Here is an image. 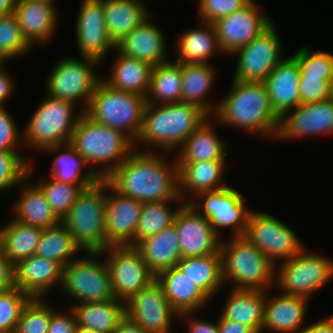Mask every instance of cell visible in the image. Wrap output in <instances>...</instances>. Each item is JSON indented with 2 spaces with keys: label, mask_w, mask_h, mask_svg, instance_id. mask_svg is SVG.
<instances>
[{
  "label": "cell",
  "mask_w": 333,
  "mask_h": 333,
  "mask_svg": "<svg viewBox=\"0 0 333 333\" xmlns=\"http://www.w3.org/2000/svg\"><path fill=\"white\" fill-rule=\"evenodd\" d=\"M115 51L118 59L112 65L110 76L101 80L113 89L146 97L153 66L143 60L125 56L117 49Z\"/></svg>",
  "instance_id": "cell-31"
},
{
  "label": "cell",
  "mask_w": 333,
  "mask_h": 333,
  "mask_svg": "<svg viewBox=\"0 0 333 333\" xmlns=\"http://www.w3.org/2000/svg\"><path fill=\"white\" fill-rule=\"evenodd\" d=\"M168 303L180 314L200 311L210 297L175 266L155 276Z\"/></svg>",
  "instance_id": "cell-26"
},
{
  "label": "cell",
  "mask_w": 333,
  "mask_h": 333,
  "mask_svg": "<svg viewBox=\"0 0 333 333\" xmlns=\"http://www.w3.org/2000/svg\"><path fill=\"white\" fill-rule=\"evenodd\" d=\"M30 299L17 287L0 292V333H15L21 312Z\"/></svg>",
  "instance_id": "cell-49"
},
{
  "label": "cell",
  "mask_w": 333,
  "mask_h": 333,
  "mask_svg": "<svg viewBox=\"0 0 333 333\" xmlns=\"http://www.w3.org/2000/svg\"><path fill=\"white\" fill-rule=\"evenodd\" d=\"M70 144L88 165L95 166L92 168L91 165L90 169L101 180L108 178L137 146L123 132L98 124L84 112L72 133ZM98 165L101 169H97Z\"/></svg>",
  "instance_id": "cell-4"
},
{
  "label": "cell",
  "mask_w": 333,
  "mask_h": 333,
  "mask_svg": "<svg viewBox=\"0 0 333 333\" xmlns=\"http://www.w3.org/2000/svg\"><path fill=\"white\" fill-rule=\"evenodd\" d=\"M199 199L200 201L203 199L202 204H199ZM186 203H190L196 210L199 208L203 210V213L200 214L207 218L220 238L219 231L221 230L219 229L225 227L232 228L233 237L244 235L251 209L246 208L244 197L234 188L227 186L219 190L204 192L198 194L193 200L192 198L186 200Z\"/></svg>",
  "instance_id": "cell-14"
},
{
  "label": "cell",
  "mask_w": 333,
  "mask_h": 333,
  "mask_svg": "<svg viewBox=\"0 0 333 333\" xmlns=\"http://www.w3.org/2000/svg\"><path fill=\"white\" fill-rule=\"evenodd\" d=\"M279 119L275 139L303 138L320 134H333V100L328 98L312 103H300ZM289 113V114H288Z\"/></svg>",
  "instance_id": "cell-20"
},
{
  "label": "cell",
  "mask_w": 333,
  "mask_h": 333,
  "mask_svg": "<svg viewBox=\"0 0 333 333\" xmlns=\"http://www.w3.org/2000/svg\"><path fill=\"white\" fill-rule=\"evenodd\" d=\"M133 150L105 180L119 194L141 203L179 201L178 165H169L165 156ZM160 155V156H159Z\"/></svg>",
  "instance_id": "cell-1"
},
{
  "label": "cell",
  "mask_w": 333,
  "mask_h": 333,
  "mask_svg": "<svg viewBox=\"0 0 333 333\" xmlns=\"http://www.w3.org/2000/svg\"><path fill=\"white\" fill-rule=\"evenodd\" d=\"M17 0H0V15L14 12Z\"/></svg>",
  "instance_id": "cell-60"
},
{
  "label": "cell",
  "mask_w": 333,
  "mask_h": 333,
  "mask_svg": "<svg viewBox=\"0 0 333 333\" xmlns=\"http://www.w3.org/2000/svg\"><path fill=\"white\" fill-rule=\"evenodd\" d=\"M176 267L210 298L224 284L221 253L181 258Z\"/></svg>",
  "instance_id": "cell-38"
},
{
  "label": "cell",
  "mask_w": 333,
  "mask_h": 333,
  "mask_svg": "<svg viewBox=\"0 0 333 333\" xmlns=\"http://www.w3.org/2000/svg\"><path fill=\"white\" fill-rule=\"evenodd\" d=\"M208 120L204 121L179 148L176 163L225 160L226 143L219 139Z\"/></svg>",
  "instance_id": "cell-35"
},
{
  "label": "cell",
  "mask_w": 333,
  "mask_h": 333,
  "mask_svg": "<svg viewBox=\"0 0 333 333\" xmlns=\"http://www.w3.org/2000/svg\"><path fill=\"white\" fill-rule=\"evenodd\" d=\"M230 89L216 106L215 120L249 133L272 135L275 139L279 118L273 112L265 83L233 80Z\"/></svg>",
  "instance_id": "cell-2"
},
{
  "label": "cell",
  "mask_w": 333,
  "mask_h": 333,
  "mask_svg": "<svg viewBox=\"0 0 333 333\" xmlns=\"http://www.w3.org/2000/svg\"><path fill=\"white\" fill-rule=\"evenodd\" d=\"M69 310V313L62 314L55 309L50 317L47 333H76L78 327L76 318L73 311Z\"/></svg>",
  "instance_id": "cell-53"
},
{
  "label": "cell",
  "mask_w": 333,
  "mask_h": 333,
  "mask_svg": "<svg viewBox=\"0 0 333 333\" xmlns=\"http://www.w3.org/2000/svg\"><path fill=\"white\" fill-rule=\"evenodd\" d=\"M31 45L24 38L14 13L0 15V61L26 54ZM30 48V49H29Z\"/></svg>",
  "instance_id": "cell-44"
},
{
  "label": "cell",
  "mask_w": 333,
  "mask_h": 333,
  "mask_svg": "<svg viewBox=\"0 0 333 333\" xmlns=\"http://www.w3.org/2000/svg\"><path fill=\"white\" fill-rule=\"evenodd\" d=\"M279 264L275 282L278 286L276 288H280L283 294L308 298L333 278L331 259L316 253H306L305 248Z\"/></svg>",
  "instance_id": "cell-10"
},
{
  "label": "cell",
  "mask_w": 333,
  "mask_h": 333,
  "mask_svg": "<svg viewBox=\"0 0 333 333\" xmlns=\"http://www.w3.org/2000/svg\"><path fill=\"white\" fill-rule=\"evenodd\" d=\"M148 20L149 17L145 18L138 27L126 34L116 44V49L125 56L156 66L169 61L166 55V41L158 26Z\"/></svg>",
  "instance_id": "cell-25"
},
{
  "label": "cell",
  "mask_w": 333,
  "mask_h": 333,
  "mask_svg": "<svg viewBox=\"0 0 333 333\" xmlns=\"http://www.w3.org/2000/svg\"><path fill=\"white\" fill-rule=\"evenodd\" d=\"M81 251V246L73 235L60 222L59 224L42 229L35 255L53 260L65 267L74 258L73 255Z\"/></svg>",
  "instance_id": "cell-42"
},
{
  "label": "cell",
  "mask_w": 333,
  "mask_h": 333,
  "mask_svg": "<svg viewBox=\"0 0 333 333\" xmlns=\"http://www.w3.org/2000/svg\"><path fill=\"white\" fill-rule=\"evenodd\" d=\"M205 27L191 29L181 34L177 42L179 50L176 62L180 64H208L214 52H222L213 23H203ZM206 28V29H205Z\"/></svg>",
  "instance_id": "cell-36"
},
{
  "label": "cell",
  "mask_w": 333,
  "mask_h": 333,
  "mask_svg": "<svg viewBox=\"0 0 333 333\" xmlns=\"http://www.w3.org/2000/svg\"><path fill=\"white\" fill-rule=\"evenodd\" d=\"M86 255L63 267L61 288L79 301L75 304L114 299L106 261H100L99 252H87Z\"/></svg>",
  "instance_id": "cell-9"
},
{
  "label": "cell",
  "mask_w": 333,
  "mask_h": 333,
  "mask_svg": "<svg viewBox=\"0 0 333 333\" xmlns=\"http://www.w3.org/2000/svg\"><path fill=\"white\" fill-rule=\"evenodd\" d=\"M15 287V269L0 245V292L8 291Z\"/></svg>",
  "instance_id": "cell-54"
},
{
  "label": "cell",
  "mask_w": 333,
  "mask_h": 333,
  "mask_svg": "<svg viewBox=\"0 0 333 333\" xmlns=\"http://www.w3.org/2000/svg\"><path fill=\"white\" fill-rule=\"evenodd\" d=\"M60 148L64 149V152H61ZM44 150L48 153L61 152L53 161V168L50 173L52 179L62 183L78 185L83 190L100 180L91 169H86V172L85 170L82 171L84 166L88 167L89 165L70 143L54 145Z\"/></svg>",
  "instance_id": "cell-32"
},
{
  "label": "cell",
  "mask_w": 333,
  "mask_h": 333,
  "mask_svg": "<svg viewBox=\"0 0 333 333\" xmlns=\"http://www.w3.org/2000/svg\"><path fill=\"white\" fill-rule=\"evenodd\" d=\"M230 238L220 243L223 282L233 280L235 289L267 290L275 283V264L245 237Z\"/></svg>",
  "instance_id": "cell-5"
},
{
  "label": "cell",
  "mask_w": 333,
  "mask_h": 333,
  "mask_svg": "<svg viewBox=\"0 0 333 333\" xmlns=\"http://www.w3.org/2000/svg\"><path fill=\"white\" fill-rule=\"evenodd\" d=\"M294 333H333V315L326 317L305 328L296 330Z\"/></svg>",
  "instance_id": "cell-58"
},
{
  "label": "cell",
  "mask_w": 333,
  "mask_h": 333,
  "mask_svg": "<svg viewBox=\"0 0 333 333\" xmlns=\"http://www.w3.org/2000/svg\"><path fill=\"white\" fill-rule=\"evenodd\" d=\"M76 21L77 46L81 57L101 62L116 44L110 39L103 15V0H82Z\"/></svg>",
  "instance_id": "cell-19"
},
{
  "label": "cell",
  "mask_w": 333,
  "mask_h": 333,
  "mask_svg": "<svg viewBox=\"0 0 333 333\" xmlns=\"http://www.w3.org/2000/svg\"><path fill=\"white\" fill-rule=\"evenodd\" d=\"M11 116L4 107H0V151L18 152L19 138L23 139Z\"/></svg>",
  "instance_id": "cell-52"
},
{
  "label": "cell",
  "mask_w": 333,
  "mask_h": 333,
  "mask_svg": "<svg viewBox=\"0 0 333 333\" xmlns=\"http://www.w3.org/2000/svg\"><path fill=\"white\" fill-rule=\"evenodd\" d=\"M108 254L105 259L113 289L117 300L126 303L141 289L155 280L140 252L134 246H109L100 251V255Z\"/></svg>",
  "instance_id": "cell-13"
},
{
  "label": "cell",
  "mask_w": 333,
  "mask_h": 333,
  "mask_svg": "<svg viewBox=\"0 0 333 333\" xmlns=\"http://www.w3.org/2000/svg\"><path fill=\"white\" fill-rule=\"evenodd\" d=\"M262 12L254 1H250L244 7L216 20L213 25L221 52L232 55L266 30L273 22Z\"/></svg>",
  "instance_id": "cell-16"
},
{
  "label": "cell",
  "mask_w": 333,
  "mask_h": 333,
  "mask_svg": "<svg viewBox=\"0 0 333 333\" xmlns=\"http://www.w3.org/2000/svg\"><path fill=\"white\" fill-rule=\"evenodd\" d=\"M330 98L333 100V80L331 82Z\"/></svg>",
  "instance_id": "cell-62"
},
{
  "label": "cell",
  "mask_w": 333,
  "mask_h": 333,
  "mask_svg": "<svg viewBox=\"0 0 333 333\" xmlns=\"http://www.w3.org/2000/svg\"><path fill=\"white\" fill-rule=\"evenodd\" d=\"M112 333H149L140 327L137 323L130 320L126 315L119 322Z\"/></svg>",
  "instance_id": "cell-59"
},
{
  "label": "cell",
  "mask_w": 333,
  "mask_h": 333,
  "mask_svg": "<svg viewBox=\"0 0 333 333\" xmlns=\"http://www.w3.org/2000/svg\"><path fill=\"white\" fill-rule=\"evenodd\" d=\"M159 105L146 104L141 131L135 143H144L148 148L151 145L159 146L161 151L170 152L181 146L210 117L199 106L191 103Z\"/></svg>",
  "instance_id": "cell-3"
},
{
  "label": "cell",
  "mask_w": 333,
  "mask_h": 333,
  "mask_svg": "<svg viewBox=\"0 0 333 333\" xmlns=\"http://www.w3.org/2000/svg\"><path fill=\"white\" fill-rule=\"evenodd\" d=\"M43 298H31L24 306L15 333H47L55 311Z\"/></svg>",
  "instance_id": "cell-47"
},
{
  "label": "cell",
  "mask_w": 333,
  "mask_h": 333,
  "mask_svg": "<svg viewBox=\"0 0 333 333\" xmlns=\"http://www.w3.org/2000/svg\"><path fill=\"white\" fill-rule=\"evenodd\" d=\"M14 205V220L42 229L55 226L61 220L52 211L44 193L37 185L27 186Z\"/></svg>",
  "instance_id": "cell-40"
},
{
  "label": "cell",
  "mask_w": 333,
  "mask_h": 333,
  "mask_svg": "<svg viewBox=\"0 0 333 333\" xmlns=\"http://www.w3.org/2000/svg\"><path fill=\"white\" fill-rule=\"evenodd\" d=\"M171 201L143 203L139 223L133 238L135 247L142 239L161 232L164 228L173 224L178 208H170Z\"/></svg>",
  "instance_id": "cell-43"
},
{
  "label": "cell",
  "mask_w": 333,
  "mask_h": 333,
  "mask_svg": "<svg viewBox=\"0 0 333 333\" xmlns=\"http://www.w3.org/2000/svg\"><path fill=\"white\" fill-rule=\"evenodd\" d=\"M300 67L291 56L284 58L264 81L273 112L280 119L301 103Z\"/></svg>",
  "instance_id": "cell-22"
},
{
  "label": "cell",
  "mask_w": 333,
  "mask_h": 333,
  "mask_svg": "<svg viewBox=\"0 0 333 333\" xmlns=\"http://www.w3.org/2000/svg\"><path fill=\"white\" fill-rule=\"evenodd\" d=\"M250 0H199V15L202 23H214L237 9L247 5Z\"/></svg>",
  "instance_id": "cell-50"
},
{
  "label": "cell",
  "mask_w": 333,
  "mask_h": 333,
  "mask_svg": "<svg viewBox=\"0 0 333 333\" xmlns=\"http://www.w3.org/2000/svg\"><path fill=\"white\" fill-rule=\"evenodd\" d=\"M47 96L22 134V141L26 140L24 143L40 151L54 145L70 143L72 133L83 113L81 110L75 116V103Z\"/></svg>",
  "instance_id": "cell-8"
},
{
  "label": "cell",
  "mask_w": 333,
  "mask_h": 333,
  "mask_svg": "<svg viewBox=\"0 0 333 333\" xmlns=\"http://www.w3.org/2000/svg\"><path fill=\"white\" fill-rule=\"evenodd\" d=\"M42 228L12 219L0 228V245L9 261L16 265L35 255Z\"/></svg>",
  "instance_id": "cell-39"
},
{
  "label": "cell",
  "mask_w": 333,
  "mask_h": 333,
  "mask_svg": "<svg viewBox=\"0 0 333 333\" xmlns=\"http://www.w3.org/2000/svg\"><path fill=\"white\" fill-rule=\"evenodd\" d=\"M266 292L262 331L294 333L302 328L309 298L280 293L273 297Z\"/></svg>",
  "instance_id": "cell-27"
},
{
  "label": "cell",
  "mask_w": 333,
  "mask_h": 333,
  "mask_svg": "<svg viewBox=\"0 0 333 333\" xmlns=\"http://www.w3.org/2000/svg\"><path fill=\"white\" fill-rule=\"evenodd\" d=\"M219 333H257L253 328L233 320L218 319Z\"/></svg>",
  "instance_id": "cell-56"
},
{
  "label": "cell",
  "mask_w": 333,
  "mask_h": 333,
  "mask_svg": "<svg viewBox=\"0 0 333 333\" xmlns=\"http://www.w3.org/2000/svg\"><path fill=\"white\" fill-rule=\"evenodd\" d=\"M76 333H99V332H96L93 329L77 327Z\"/></svg>",
  "instance_id": "cell-61"
},
{
  "label": "cell",
  "mask_w": 333,
  "mask_h": 333,
  "mask_svg": "<svg viewBox=\"0 0 333 333\" xmlns=\"http://www.w3.org/2000/svg\"><path fill=\"white\" fill-rule=\"evenodd\" d=\"M37 1H46V2H48V3H52V4H54V1H53V0H37Z\"/></svg>",
  "instance_id": "cell-63"
},
{
  "label": "cell",
  "mask_w": 333,
  "mask_h": 333,
  "mask_svg": "<svg viewBox=\"0 0 333 333\" xmlns=\"http://www.w3.org/2000/svg\"><path fill=\"white\" fill-rule=\"evenodd\" d=\"M275 27L272 23L248 45L238 48L232 54H237L239 58L233 80L264 82L270 72L285 58L280 54L282 46Z\"/></svg>",
  "instance_id": "cell-15"
},
{
  "label": "cell",
  "mask_w": 333,
  "mask_h": 333,
  "mask_svg": "<svg viewBox=\"0 0 333 333\" xmlns=\"http://www.w3.org/2000/svg\"><path fill=\"white\" fill-rule=\"evenodd\" d=\"M196 312H183L180 313L178 317H182L183 319L186 317L189 321L187 322L189 324L188 326V333H219L218 329V320L215 322L212 321H203L199 318L193 320L192 317ZM193 314V315H192Z\"/></svg>",
  "instance_id": "cell-55"
},
{
  "label": "cell",
  "mask_w": 333,
  "mask_h": 333,
  "mask_svg": "<svg viewBox=\"0 0 333 333\" xmlns=\"http://www.w3.org/2000/svg\"><path fill=\"white\" fill-rule=\"evenodd\" d=\"M209 64H182L180 102L197 105L210 116L211 113L214 115L217 107L215 105L213 107L206 98L212 89V83H214L216 76L214 67Z\"/></svg>",
  "instance_id": "cell-37"
},
{
  "label": "cell",
  "mask_w": 333,
  "mask_h": 333,
  "mask_svg": "<svg viewBox=\"0 0 333 333\" xmlns=\"http://www.w3.org/2000/svg\"><path fill=\"white\" fill-rule=\"evenodd\" d=\"M141 0H103V15L110 39L118 44L149 16Z\"/></svg>",
  "instance_id": "cell-33"
},
{
  "label": "cell",
  "mask_w": 333,
  "mask_h": 333,
  "mask_svg": "<svg viewBox=\"0 0 333 333\" xmlns=\"http://www.w3.org/2000/svg\"><path fill=\"white\" fill-rule=\"evenodd\" d=\"M13 13L24 38L31 46L35 42H49L58 23V12L54 4L37 0H17Z\"/></svg>",
  "instance_id": "cell-24"
},
{
  "label": "cell",
  "mask_w": 333,
  "mask_h": 333,
  "mask_svg": "<svg viewBox=\"0 0 333 333\" xmlns=\"http://www.w3.org/2000/svg\"><path fill=\"white\" fill-rule=\"evenodd\" d=\"M37 186L42 190L52 211L61 220L70 210L82 188L78 185L58 182L51 178L40 181Z\"/></svg>",
  "instance_id": "cell-46"
},
{
  "label": "cell",
  "mask_w": 333,
  "mask_h": 333,
  "mask_svg": "<svg viewBox=\"0 0 333 333\" xmlns=\"http://www.w3.org/2000/svg\"><path fill=\"white\" fill-rule=\"evenodd\" d=\"M125 314L149 333H170L173 319L179 318L156 280L125 303Z\"/></svg>",
  "instance_id": "cell-17"
},
{
  "label": "cell",
  "mask_w": 333,
  "mask_h": 333,
  "mask_svg": "<svg viewBox=\"0 0 333 333\" xmlns=\"http://www.w3.org/2000/svg\"><path fill=\"white\" fill-rule=\"evenodd\" d=\"M333 79L301 77V103H312L330 98L331 82Z\"/></svg>",
  "instance_id": "cell-51"
},
{
  "label": "cell",
  "mask_w": 333,
  "mask_h": 333,
  "mask_svg": "<svg viewBox=\"0 0 333 333\" xmlns=\"http://www.w3.org/2000/svg\"><path fill=\"white\" fill-rule=\"evenodd\" d=\"M182 64L170 61L153 66L146 95L149 104L177 103L181 100Z\"/></svg>",
  "instance_id": "cell-41"
},
{
  "label": "cell",
  "mask_w": 333,
  "mask_h": 333,
  "mask_svg": "<svg viewBox=\"0 0 333 333\" xmlns=\"http://www.w3.org/2000/svg\"><path fill=\"white\" fill-rule=\"evenodd\" d=\"M243 237L274 264L279 260H288L304 248L295 231L279 219L260 211L251 210Z\"/></svg>",
  "instance_id": "cell-12"
},
{
  "label": "cell",
  "mask_w": 333,
  "mask_h": 333,
  "mask_svg": "<svg viewBox=\"0 0 333 333\" xmlns=\"http://www.w3.org/2000/svg\"><path fill=\"white\" fill-rule=\"evenodd\" d=\"M107 181L82 190L61 223L75 241L87 252H100L107 248L105 231V203Z\"/></svg>",
  "instance_id": "cell-7"
},
{
  "label": "cell",
  "mask_w": 333,
  "mask_h": 333,
  "mask_svg": "<svg viewBox=\"0 0 333 333\" xmlns=\"http://www.w3.org/2000/svg\"><path fill=\"white\" fill-rule=\"evenodd\" d=\"M135 248L155 276L175 267L182 258L174 223L161 232L142 239Z\"/></svg>",
  "instance_id": "cell-29"
},
{
  "label": "cell",
  "mask_w": 333,
  "mask_h": 333,
  "mask_svg": "<svg viewBox=\"0 0 333 333\" xmlns=\"http://www.w3.org/2000/svg\"><path fill=\"white\" fill-rule=\"evenodd\" d=\"M225 160H210L190 163H177L179 179V195L186 203L187 192L196 197L198 194L219 190L223 185ZM222 183V184H221Z\"/></svg>",
  "instance_id": "cell-28"
},
{
  "label": "cell",
  "mask_w": 333,
  "mask_h": 333,
  "mask_svg": "<svg viewBox=\"0 0 333 333\" xmlns=\"http://www.w3.org/2000/svg\"><path fill=\"white\" fill-rule=\"evenodd\" d=\"M146 97L98 82L84 113L93 121L123 132L134 143L141 131Z\"/></svg>",
  "instance_id": "cell-6"
},
{
  "label": "cell",
  "mask_w": 333,
  "mask_h": 333,
  "mask_svg": "<svg viewBox=\"0 0 333 333\" xmlns=\"http://www.w3.org/2000/svg\"><path fill=\"white\" fill-rule=\"evenodd\" d=\"M84 60V61H83ZM100 64L90 57L64 58L55 64L46 79L49 96L75 103L81 102L84 112L90 103L96 85L101 80L93 66Z\"/></svg>",
  "instance_id": "cell-11"
},
{
  "label": "cell",
  "mask_w": 333,
  "mask_h": 333,
  "mask_svg": "<svg viewBox=\"0 0 333 333\" xmlns=\"http://www.w3.org/2000/svg\"><path fill=\"white\" fill-rule=\"evenodd\" d=\"M4 63L0 62V107H3L5 100L7 101L11 97L14 88V82L11 80L10 74L4 71Z\"/></svg>",
  "instance_id": "cell-57"
},
{
  "label": "cell",
  "mask_w": 333,
  "mask_h": 333,
  "mask_svg": "<svg viewBox=\"0 0 333 333\" xmlns=\"http://www.w3.org/2000/svg\"><path fill=\"white\" fill-rule=\"evenodd\" d=\"M14 269L15 287L31 298H42L53 286H61L62 283L63 267L38 255L22 259L14 265Z\"/></svg>",
  "instance_id": "cell-23"
},
{
  "label": "cell",
  "mask_w": 333,
  "mask_h": 333,
  "mask_svg": "<svg viewBox=\"0 0 333 333\" xmlns=\"http://www.w3.org/2000/svg\"><path fill=\"white\" fill-rule=\"evenodd\" d=\"M304 46L292 57L300 67L301 77H314L320 79H333V54L328 52H310Z\"/></svg>",
  "instance_id": "cell-48"
},
{
  "label": "cell",
  "mask_w": 333,
  "mask_h": 333,
  "mask_svg": "<svg viewBox=\"0 0 333 333\" xmlns=\"http://www.w3.org/2000/svg\"><path fill=\"white\" fill-rule=\"evenodd\" d=\"M182 258L220 253L221 238L190 203L180 205L173 221Z\"/></svg>",
  "instance_id": "cell-18"
},
{
  "label": "cell",
  "mask_w": 333,
  "mask_h": 333,
  "mask_svg": "<svg viewBox=\"0 0 333 333\" xmlns=\"http://www.w3.org/2000/svg\"><path fill=\"white\" fill-rule=\"evenodd\" d=\"M222 314L223 319L240 322L262 333L266 291L231 289Z\"/></svg>",
  "instance_id": "cell-30"
},
{
  "label": "cell",
  "mask_w": 333,
  "mask_h": 333,
  "mask_svg": "<svg viewBox=\"0 0 333 333\" xmlns=\"http://www.w3.org/2000/svg\"><path fill=\"white\" fill-rule=\"evenodd\" d=\"M117 300L80 303L71 306L78 327L93 329L99 333H112L125 317V303Z\"/></svg>",
  "instance_id": "cell-34"
},
{
  "label": "cell",
  "mask_w": 333,
  "mask_h": 333,
  "mask_svg": "<svg viewBox=\"0 0 333 333\" xmlns=\"http://www.w3.org/2000/svg\"><path fill=\"white\" fill-rule=\"evenodd\" d=\"M33 173L32 164L20 152L0 151V191L29 183Z\"/></svg>",
  "instance_id": "cell-45"
},
{
  "label": "cell",
  "mask_w": 333,
  "mask_h": 333,
  "mask_svg": "<svg viewBox=\"0 0 333 333\" xmlns=\"http://www.w3.org/2000/svg\"><path fill=\"white\" fill-rule=\"evenodd\" d=\"M105 203V231L109 246H133V238L140 219L143 203L123 196L107 182Z\"/></svg>",
  "instance_id": "cell-21"
}]
</instances>
